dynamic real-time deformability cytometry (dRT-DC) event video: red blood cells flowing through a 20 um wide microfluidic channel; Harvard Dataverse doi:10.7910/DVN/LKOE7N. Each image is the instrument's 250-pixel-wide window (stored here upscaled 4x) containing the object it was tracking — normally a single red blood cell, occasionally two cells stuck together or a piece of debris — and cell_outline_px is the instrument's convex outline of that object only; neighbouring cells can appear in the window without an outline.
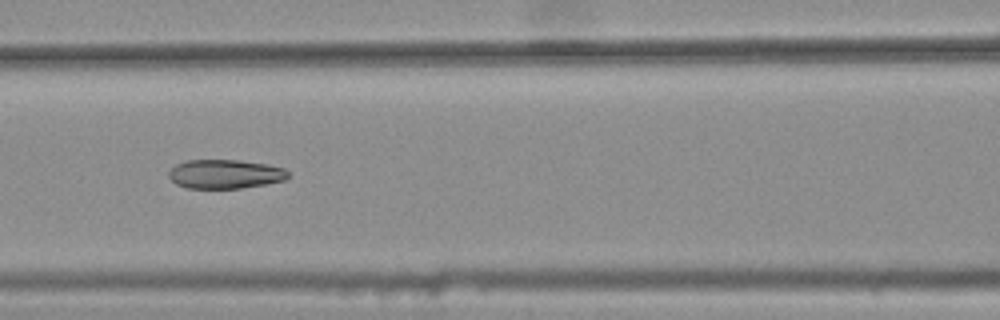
{"species": "common noctule bat (a hibernating species)", "species_latin": "Nyctalus noctula", "temperature_condition": "warm", "stored_images_in_passage": 8, "camera_frame_rate_fps": 3000, "um_per_image_px": 0.085, "animal": {"sex": "female", "body_mass_g": 25.1}, "frame": {"image": 1, "passage_image": 7, "time_ms": 2.0, "image_size_px": [1000, 320], "cell_outline_px": [[288, 176], [284, 180], [264, 184], [240, 188], [188, 188], [176, 184], [168, 176], [168, 172], [176, 164], [188, 160], [240, 160], [268, 164], [284, 168], [288, 172]], "centroid_in_image_um": [19.12, 14.79], "position_along_channel_um": 147.5, "area_um2": 20.11}}
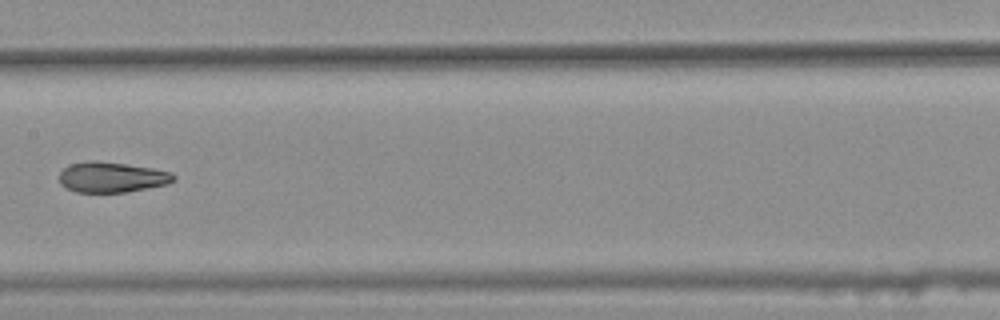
{"frame": {"image": 2, "passage_image": 8, "time_ms": 2.333, "image_size_px": [1000, 320], "cell_outline_px": [[176, 180], [168, 184], [148, 188], [124, 192], [76, 192], [60, 184], [60, 172], [64, 168], [72, 164], [88, 160], [96, 160], [152, 168], [172, 172], [176, 176]], "centroid_in_image_um": [9.53, 15.06], "position_along_channel_um": 197.9, "area_um2": 20.23}}